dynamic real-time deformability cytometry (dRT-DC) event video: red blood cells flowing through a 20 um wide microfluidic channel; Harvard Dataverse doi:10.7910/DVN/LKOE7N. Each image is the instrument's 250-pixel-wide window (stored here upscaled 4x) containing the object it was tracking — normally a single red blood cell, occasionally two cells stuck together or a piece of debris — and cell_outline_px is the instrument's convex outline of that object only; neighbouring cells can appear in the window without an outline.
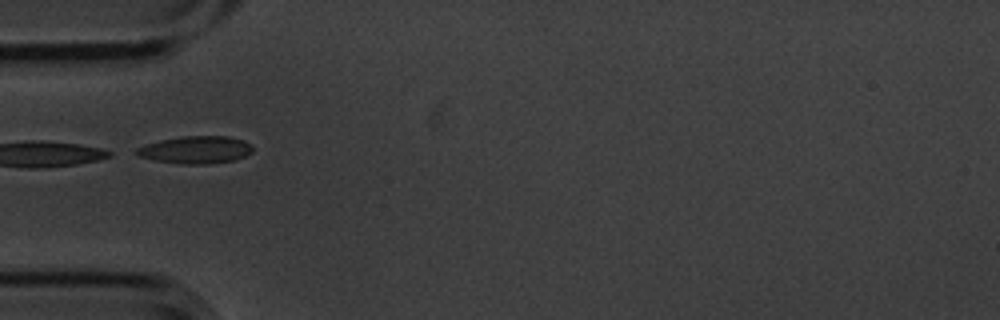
{"species": "common noctule bat (a hibernating species)", "species_latin": "Nyctalus noctula", "temperature_condition": "cold", "stored_images_in_passage": 1, "camera_frame_rate_fps": 3000, "um_per_image_px": 0.085, "animal": {"sex": "male", "body_mass_g": 20.1, "forearm_length_mm": 53.5}, "frame": {"image": 1, "passage_image": 1, "time_ms": 0.0, "image_size_px": [1000, 320], "cell_outline_px": [[252, 152], [236, 160], [204, 164], [180, 164], [156, 160], [136, 156], [128, 152], [136, 148], [160, 140], [184, 136], [228, 136], [244, 140], [252, 144]], "centroid_in_image_um": [16.6, 12.73], "position_along_channel_um": 68.4, "area_um2": 18.79}}